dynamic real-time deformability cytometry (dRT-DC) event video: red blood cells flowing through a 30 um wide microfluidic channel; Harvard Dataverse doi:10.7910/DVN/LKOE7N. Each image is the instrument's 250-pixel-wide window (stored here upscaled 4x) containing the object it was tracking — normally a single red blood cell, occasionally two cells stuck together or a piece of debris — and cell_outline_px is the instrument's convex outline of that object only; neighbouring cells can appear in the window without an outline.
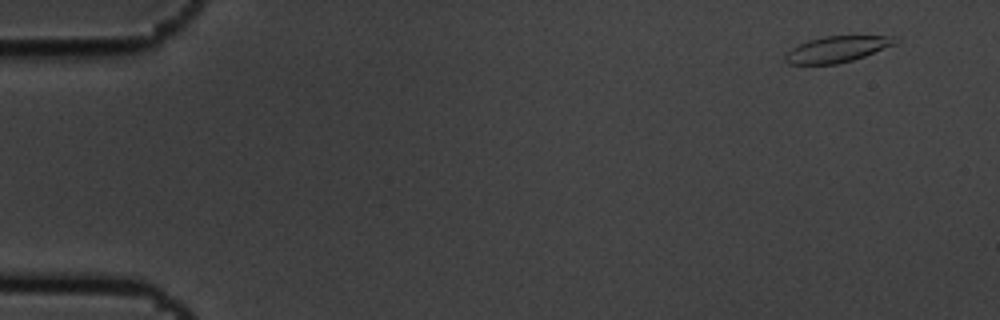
{"species": "common noctule bat (a hibernating species)", "species_latin": "Nyctalus noctula", "temperature_condition": "cold", "stored_images_in_passage": 4, "camera_frame_rate_fps": 3000, "um_per_image_px": 0.085, "animal": {"sex": "male", "body_mass_g": 19.5, "forearm_length_mm": 54.6}, "frame": {"image": 1, "passage_image": 1, "time_ms": 0.0, "image_size_px": [1000, 320], "cell_outline_px": [[900, 40], [896, 44], [864, 56], [852, 60], [836, 64], [788, 64], [784, 60], [784, 56], [792, 48], [808, 40], [824, 36], [892, 36]], "centroid_in_image_um": [71.15, 4.18], "position_along_channel_um": 13.8, "area_um2": 16.59}}